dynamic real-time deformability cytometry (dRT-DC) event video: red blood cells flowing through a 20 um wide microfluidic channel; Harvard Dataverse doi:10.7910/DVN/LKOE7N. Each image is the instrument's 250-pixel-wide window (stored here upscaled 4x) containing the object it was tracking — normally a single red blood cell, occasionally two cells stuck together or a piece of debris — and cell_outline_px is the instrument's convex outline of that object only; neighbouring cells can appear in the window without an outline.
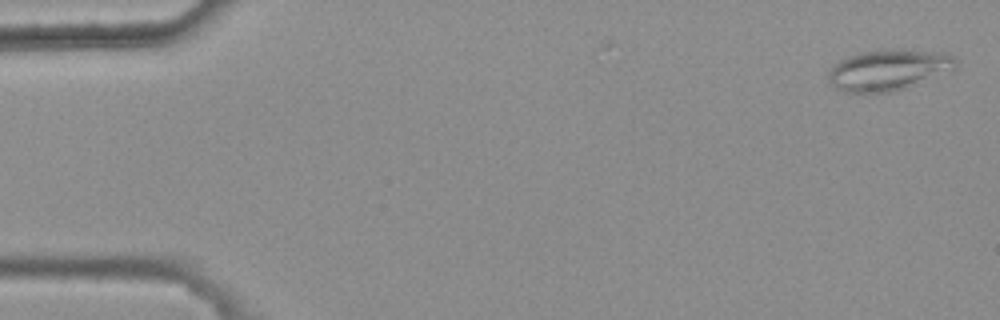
{"species": "common noctule bat (a hibernating species)", "species_latin": "Nyctalus noctula", "temperature_condition": "warm", "stored_images_in_passage": 4, "camera_frame_rate_fps": 3000, "um_per_image_px": 0.085, "animal": {"sex": "female", "body_mass_g": 25.1}, "frame": {"image": 1, "passage_image": 1, "time_ms": 0.0, "image_size_px": [1000, 320], "cell_outline_px": [[956, 68], [904, 88], [892, 92], [844, 92], [828, 84], [828, 68], [840, 60], [848, 56], [860, 52], [880, 48], [912, 48], [944, 52], [952, 56], [956, 60]], "centroid_in_image_um": [75.47, 5.9], "position_along_channel_um": 9.5, "area_um2": 30.92}}